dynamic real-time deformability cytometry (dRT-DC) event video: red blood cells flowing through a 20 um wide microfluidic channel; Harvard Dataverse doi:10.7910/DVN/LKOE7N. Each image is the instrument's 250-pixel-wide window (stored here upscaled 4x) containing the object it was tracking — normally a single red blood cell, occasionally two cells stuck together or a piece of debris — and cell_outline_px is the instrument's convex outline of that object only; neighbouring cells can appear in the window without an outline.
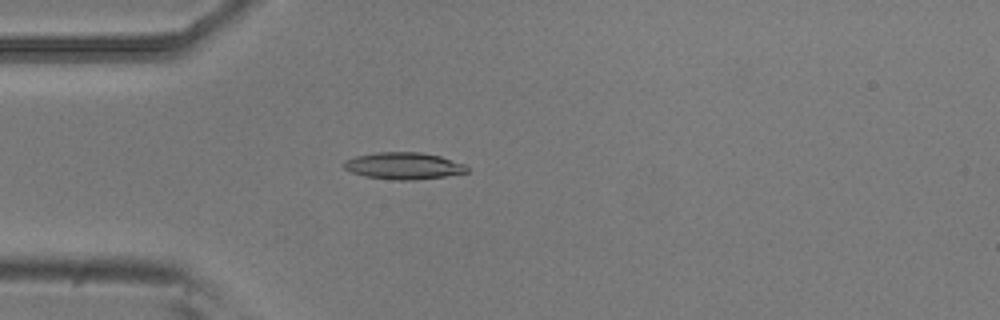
{"species": "common noctule bat (a hibernating species)", "species_latin": "Nyctalus noctula", "temperature_condition": "room temperature", "stored_images_in_passage": 53, "camera_frame_rate_fps": 3000, "um_per_image_px": 0.085, "animal": {"sex": "male", "body_mass_g": 20.5, "forearm_length_mm": 52.5}, "frame": {"image": 1, "passage_image": 14, "time_ms": 4.333, "image_size_px": [1000, 320], "cell_outline_px": [[468, 172], [444, 176], [412, 180], [396, 180], [364, 176], [352, 172], [344, 168], [340, 164], [344, 160], [356, 156], [376, 152], [420, 152], [440, 156], [464, 164], [468, 168]], "centroid_in_image_um": [34.26, 14.09], "position_along_channel_um": 50.7, "area_um2": 19.25}}
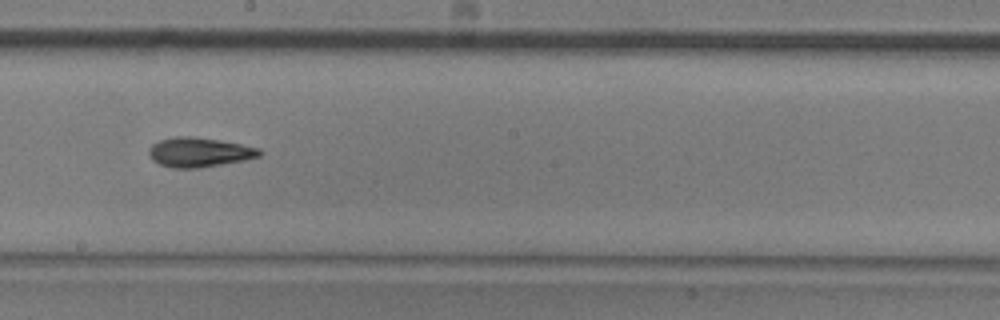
{"frame": {"image": 2, "passage_image": 29, "time_ms": 9.333, "image_size_px": [1000, 320], "cell_outline_px": [[264, 152], [260, 156], [244, 160], [200, 168], [172, 168], [160, 164], [152, 160], [148, 152], [148, 148], [152, 144], [160, 140], [176, 136], [192, 136], [240, 144], [260, 148]], "centroid_in_image_um": [16.92, 12.94], "position_along_channel_um": 231.3, "area_um2": 19.02}}
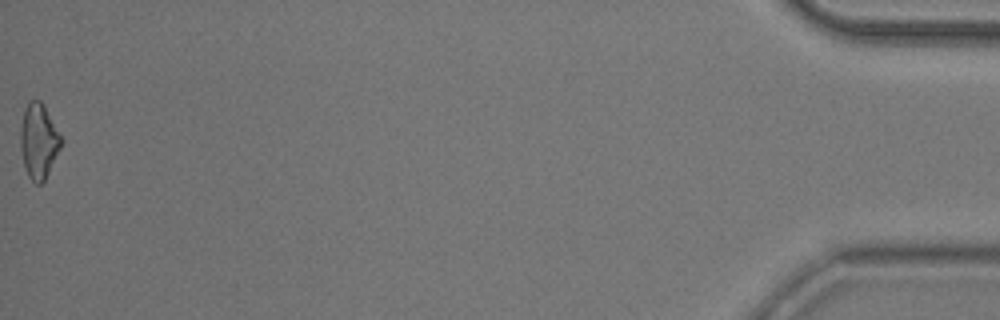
{"frame": {"image": 3, "passage_image": 53, "time_ms": 17.333, "image_size_px": [1000, 320], "cell_outline_px": [[64, 140], [44, 180], [40, 184], [36, 184], [28, 176], [24, 164], [20, 148], [20, 128], [24, 108], [28, 100], [40, 100], [44, 104]], "centroid_in_image_um": [3.28, 11.94], "position_along_channel_um": 431.9, "area_um2": 17.86}, "authors_computed_cell_mechanics": {"area_um2": 18.0914, "velocity_mm_per_s": 3.7807, "shape_relaxation_time_tau1_ms": 4.5465, "shape_relaxation_time_tau2_ms": 9.6702, "deformation_change_tau1": 0.1294, "deformation_change_tau2": 0.2255}}